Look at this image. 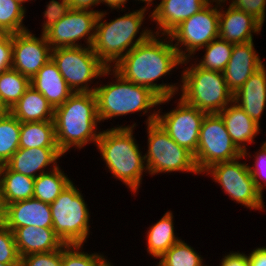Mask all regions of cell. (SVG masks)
Listing matches in <instances>:
<instances>
[{
  "mask_svg": "<svg viewBox=\"0 0 266 266\" xmlns=\"http://www.w3.org/2000/svg\"><path fill=\"white\" fill-rule=\"evenodd\" d=\"M182 59L173 46L169 35L152 34L130 50L113 69L125 80L144 86L153 91L160 99L174 97L180 90L179 83H158L162 77L173 74L179 69ZM171 72V73H170Z\"/></svg>",
  "mask_w": 266,
  "mask_h": 266,
  "instance_id": "cell-1",
  "label": "cell"
},
{
  "mask_svg": "<svg viewBox=\"0 0 266 266\" xmlns=\"http://www.w3.org/2000/svg\"><path fill=\"white\" fill-rule=\"evenodd\" d=\"M136 126L134 122L101 130L95 146L112 177L123 182L134 196L139 193L143 174H148L144 153L141 151L143 148L135 139Z\"/></svg>",
  "mask_w": 266,
  "mask_h": 266,
  "instance_id": "cell-2",
  "label": "cell"
},
{
  "mask_svg": "<svg viewBox=\"0 0 266 266\" xmlns=\"http://www.w3.org/2000/svg\"><path fill=\"white\" fill-rule=\"evenodd\" d=\"M148 12L143 8L132 12L128 9V12L109 22L105 19L109 15L107 10L98 14L91 47L107 68H113L130 50L153 34V29L143 25L146 15L151 18V12Z\"/></svg>",
  "mask_w": 266,
  "mask_h": 266,
  "instance_id": "cell-3",
  "label": "cell"
},
{
  "mask_svg": "<svg viewBox=\"0 0 266 266\" xmlns=\"http://www.w3.org/2000/svg\"><path fill=\"white\" fill-rule=\"evenodd\" d=\"M56 143L65 155L71 149L81 150L87 144L96 146L101 134L94 92L73 93L54 109ZM99 123V124H98Z\"/></svg>",
  "mask_w": 266,
  "mask_h": 266,
  "instance_id": "cell-4",
  "label": "cell"
},
{
  "mask_svg": "<svg viewBox=\"0 0 266 266\" xmlns=\"http://www.w3.org/2000/svg\"><path fill=\"white\" fill-rule=\"evenodd\" d=\"M109 75L112 81H98L94 91L100 123L138 112L148 116L144 124L156 122L160 98L149 88L125 80L113 68H109Z\"/></svg>",
  "mask_w": 266,
  "mask_h": 266,
  "instance_id": "cell-5",
  "label": "cell"
},
{
  "mask_svg": "<svg viewBox=\"0 0 266 266\" xmlns=\"http://www.w3.org/2000/svg\"><path fill=\"white\" fill-rule=\"evenodd\" d=\"M181 66L178 96L187 104L212 114L221 112L233 101L234 94L227 87L223 73L203 69L191 58L182 60Z\"/></svg>",
  "mask_w": 266,
  "mask_h": 266,
  "instance_id": "cell-6",
  "label": "cell"
},
{
  "mask_svg": "<svg viewBox=\"0 0 266 266\" xmlns=\"http://www.w3.org/2000/svg\"><path fill=\"white\" fill-rule=\"evenodd\" d=\"M55 234L64 244L87 243L90 236V211L82 191L72 182L49 204Z\"/></svg>",
  "mask_w": 266,
  "mask_h": 266,
  "instance_id": "cell-7",
  "label": "cell"
},
{
  "mask_svg": "<svg viewBox=\"0 0 266 266\" xmlns=\"http://www.w3.org/2000/svg\"><path fill=\"white\" fill-rule=\"evenodd\" d=\"M51 59L74 93L94 92L99 83L97 79L109 76V68L89 46L53 49Z\"/></svg>",
  "mask_w": 266,
  "mask_h": 266,
  "instance_id": "cell-8",
  "label": "cell"
},
{
  "mask_svg": "<svg viewBox=\"0 0 266 266\" xmlns=\"http://www.w3.org/2000/svg\"><path fill=\"white\" fill-rule=\"evenodd\" d=\"M145 127L148 139L144 157L149 176L173 172L200 175L194 155L170 138L157 122Z\"/></svg>",
  "mask_w": 266,
  "mask_h": 266,
  "instance_id": "cell-9",
  "label": "cell"
},
{
  "mask_svg": "<svg viewBox=\"0 0 266 266\" xmlns=\"http://www.w3.org/2000/svg\"><path fill=\"white\" fill-rule=\"evenodd\" d=\"M244 156L225 162L211 165L203 173L212 177L218 183L222 192L237 204L243 205L249 210L265 211L264 196L256 188L255 182L249 172L247 159L243 163Z\"/></svg>",
  "mask_w": 266,
  "mask_h": 266,
  "instance_id": "cell-10",
  "label": "cell"
},
{
  "mask_svg": "<svg viewBox=\"0 0 266 266\" xmlns=\"http://www.w3.org/2000/svg\"><path fill=\"white\" fill-rule=\"evenodd\" d=\"M169 37L182 60L195 57L197 51L219 37V3H208L178 25Z\"/></svg>",
  "mask_w": 266,
  "mask_h": 266,
  "instance_id": "cell-11",
  "label": "cell"
},
{
  "mask_svg": "<svg viewBox=\"0 0 266 266\" xmlns=\"http://www.w3.org/2000/svg\"><path fill=\"white\" fill-rule=\"evenodd\" d=\"M242 155L227 132L221 116L218 113L206 114L201 124L198 147L194 155L200 174L213 164L231 161Z\"/></svg>",
  "mask_w": 266,
  "mask_h": 266,
  "instance_id": "cell-12",
  "label": "cell"
},
{
  "mask_svg": "<svg viewBox=\"0 0 266 266\" xmlns=\"http://www.w3.org/2000/svg\"><path fill=\"white\" fill-rule=\"evenodd\" d=\"M172 99L175 96L160 99L156 122L178 145L195 155L201 124L207 113L187 104L181 97L176 99L174 108L162 112L160 105L168 104Z\"/></svg>",
  "mask_w": 266,
  "mask_h": 266,
  "instance_id": "cell-13",
  "label": "cell"
},
{
  "mask_svg": "<svg viewBox=\"0 0 266 266\" xmlns=\"http://www.w3.org/2000/svg\"><path fill=\"white\" fill-rule=\"evenodd\" d=\"M98 13L71 9L44 34L52 50L67 47H91L95 37ZM84 40V43L81 42ZM80 41V42H79Z\"/></svg>",
  "mask_w": 266,
  "mask_h": 266,
  "instance_id": "cell-14",
  "label": "cell"
},
{
  "mask_svg": "<svg viewBox=\"0 0 266 266\" xmlns=\"http://www.w3.org/2000/svg\"><path fill=\"white\" fill-rule=\"evenodd\" d=\"M35 35L30 29L13 34L11 68L30 79L51 60L52 53L45 34Z\"/></svg>",
  "mask_w": 266,
  "mask_h": 266,
  "instance_id": "cell-15",
  "label": "cell"
},
{
  "mask_svg": "<svg viewBox=\"0 0 266 266\" xmlns=\"http://www.w3.org/2000/svg\"><path fill=\"white\" fill-rule=\"evenodd\" d=\"M263 26L248 13L225 2L219 3V37L221 39L233 44L252 42L254 35H260Z\"/></svg>",
  "mask_w": 266,
  "mask_h": 266,
  "instance_id": "cell-16",
  "label": "cell"
},
{
  "mask_svg": "<svg viewBox=\"0 0 266 266\" xmlns=\"http://www.w3.org/2000/svg\"><path fill=\"white\" fill-rule=\"evenodd\" d=\"M151 10V20L155 22L153 31L157 35H169L178 25L202 10L207 0H160Z\"/></svg>",
  "mask_w": 266,
  "mask_h": 266,
  "instance_id": "cell-17",
  "label": "cell"
},
{
  "mask_svg": "<svg viewBox=\"0 0 266 266\" xmlns=\"http://www.w3.org/2000/svg\"><path fill=\"white\" fill-rule=\"evenodd\" d=\"M12 232L19 227L53 228L50 205L36 198L10 203L4 207V223Z\"/></svg>",
  "mask_w": 266,
  "mask_h": 266,
  "instance_id": "cell-18",
  "label": "cell"
},
{
  "mask_svg": "<svg viewBox=\"0 0 266 266\" xmlns=\"http://www.w3.org/2000/svg\"><path fill=\"white\" fill-rule=\"evenodd\" d=\"M263 65L254 41L234 44L230 60L223 72L229 90L234 94Z\"/></svg>",
  "mask_w": 266,
  "mask_h": 266,
  "instance_id": "cell-19",
  "label": "cell"
},
{
  "mask_svg": "<svg viewBox=\"0 0 266 266\" xmlns=\"http://www.w3.org/2000/svg\"><path fill=\"white\" fill-rule=\"evenodd\" d=\"M62 156L59 148H19L6 165L17 173L36 178L58 167Z\"/></svg>",
  "mask_w": 266,
  "mask_h": 266,
  "instance_id": "cell-20",
  "label": "cell"
},
{
  "mask_svg": "<svg viewBox=\"0 0 266 266\" xmlns=\"http://www.w3.org/2000/svg\"><path fill=\"white\" fill-rule=\"evenodd\" d=\"M233 101L248 116L261 125V117L266 109V65L264 64L236 91Z\"/></svg>",
  "mask_w": 266,
  "mask_h": 266,
  "instance_id": "cell-21",
  "label": "cell"
},
{
  "mask_svg": "<svg viewBox=\"0 0 266 266\" xmlns=\"http://www.w3.org/2000/svg\"><path fill=\"white\" fill-rule=\"evenodd\" d=\"M223 119L226 130L233 143L243 153L247 144H254L261 127L234 101L218 113Z\"/></svg>",
  "mask_w": 266,
  "mask_h": 266,
  "instance_id": "cell-22",
  "label": "cell"
},
{
  "mask_svg": "<svg viewBox=\"0 0 266 266\" xmlns=\"http://www.w3.org/2000/svg\"><path fill=\"white\" fill-rule=\"evenodd\" d=\"M13 233L20 257L51 252L64 245L53 228L24 226L17 228Z\"/></svg>",
  "mask_w": 266,
  "mask_h": 266,
  "instance_id": "cell-23",
  "label": "cell"
},
{
  "mask_svg": "<svg viewBox=\"0 0 266 266\" xmlns=\"http://www.w3.org/2000/svg\"><path fill=\"white\" fill-rule=\"evenodd\" d=\"M31 86L39 91L54 109L62 105L74 93L52 59L31 79Z\"/></svg>",
  "mask_w": 266,
  "mask_h": 266,
  "instance_id": "cell-24",
  "label": "cell"
},
{
  "mask_svg": "<svg viewBox=\"0 0 266 266\" xmlns=\"http://www.w3.org/2000/svg\"><path fill=\"white\" fill-rule=\"evenodd\" d=\"M10 113L20 122L53 121L54 108L34 87L26 90Z\"/></svg>",
  "mask_w": 266,
  "mask_h": 266,
  "instance_id": "cell-25",
  "label": "cell"
},
{
  "mask_svg": "<svg viewBox=\"0 0 266 266\" xmlns=\"http://www.w3.org/2000/svg\"><path fill=\"white\" fill-rule=\"evenodd\" d=\"M173 217L171 210L166 211L161 219L149 226L145 232L146 250L153 259H159L171 246L182 239L175 233Z\"/></svg>",
  "mask_w": 266,
  "mask_h": 266,
  "instance_id": "cell-26",
  "label": "cell"
},
{
  "mask_svg": "<svg viewBox=\"0 0 266 266\" xmlns=\"http://www.w3.org/2000/svg\"><path fill=\"white\" fill-rule=\"evenodd\" d=\"M34 181L35 178L17 173L6 164L0 165V197L3 206L32 198Z\"/></svg>",
  "mask_w": 266,
  "mask_h": 266,
  "instance_id": "cell-27",
  "label": "cell"
},
{
  "mask_svg": "<svg viewBox=\"0 0 266 266\" xmlns=\"http://www.w3.org/2000/svg\"><path fill=\"white\" fill-rule=\"evenodd\" d=\"M19 148H58L54 122H21Z\"/></svg>",
  "mask_w": 266,
  "mask_h": 266,
  "instance_id": "cell-28",
  "label": "cell"
},
{
  "mask_svg": "<svg viewBox=\"0 0 266 266\" xmlns=\"http://www.w3.org/2000/svg\"><path fill=\"white\" fill-rule=\"evenodd\" d=\"M61 166L35 178L33 198L51 204L72 182Z\"/></svg>",
  "mask_w": 266,
  "mask_h": 266,
  "instance_id": "cell-29",
  "label": "cell"
},
{
  "mask_svg": "<svg viewBox=\"0 0 266 266\" xmlns=\"http://www.w3.org/2000/svg\"><path fill=\"white\" fill-rule=\"evenodd\" d=\"M233 46V43L218 37L200 49L203 52L205 51L204 55L202 54V59L196 57H192L191 59L203 69L223 73L230 60Z\"/></svg>",
  "mask_w": 266,
  "mask_h": 266,
  "instance_id": "cell-30",
  "label": "cell"
},
{
  "mask_svg": "<svg viewBox=\"0 0 266 266\" xmlns=\"http://www.w3.org/2000/svg\"><path fill=\"white\" fill-rule=\"evenodd\" d=\"M31 85V79L14 69L0 73V96L10 110Z\"/></svg>",
  "mask_w": 266,
  "mask_h": 266,
  "instance_id": "cell-31",
  "label": "cell"
},
{
  "mask_svg": "<svg viewBox=\"0 0 266 266\" xmlns=\"http://www.w3.org/2000/svg\"><path fill=\"white\" fill-rule=\"evenodd\" d=\"M21 122L10 112L0 116V165L19 149Z\"/></svg>",
  "mask_w": 266,
  "mask_h": 266,
  "instance_id": "cell-32",
  "label": "cell"
},
{
  "mask_svg": "<svg viewBox=\"0 0 266 266\" xmlns=\"http://www.w3.org/2000/svg\"><path fill=\"white\" fill-rule=\"evenodd\" d=\"M194 249L181 239L159 258L155 266H203L205 259Z\"/></svg>",
  "mask_w": 266,
  "mask_h": 266,
  "instance_id": "cell-33",
  "label": "cell"
},
{
  "mask_svg": "<svg viewBox=\"0 0 266 266\" xmlns=\"http://www.w3.org/2000/svg\"><path fill=\"white\" fill-rule=\"evenodd\" d=\"M27 8L15 0H0V33H20L28 30L24 25Z\"/></svg>",
  "mask_w": 266,
  "mask_h": 266,
  "instance_id": "cell-34",
  "label": "cell"
},
{
  "mask_svg": "<svg viewBox=\"0 0 266 266\" xmlns=\"http://www.w3.org/2000/svg\"><path fill=\"white\" fill-rule=\"evenodd\" d=\"M83 244H64L62 246V266H102L108 256L103 253L85 252Z\"/></svg>",
  "mask_w": 266,
  "mask_h": 266,
  "instance_id": "cell-35",
  "label": "cell"
},
{
  "mask_svg": "<svg viewBox=\"0 0 266 266\" xmlns=\"http://www.w3.org/2000/svg\"><path fill=\"white\" fill-rule=\"evenodd\" d=\"M243 156L244 159H248V157L249 158L254 157L253 164L252 165L248 164V168L255 182L256 188L263 196L264 194L263 192L266 187V147L261 145V147L257 149V151L255 152V154H253V156L247 149L246 151L243 152Z\"/></svg>",
  "mask_w": 266,
  "mask_h": 266,
  "instance_id": "cell-36",
  "label": "cell"
},
{
  "mask_svg": "<svg viewBox=\"0 0 266 266\" xmlns=\"http://www.w3.org/2000/svg\"><path fill=\"white\" fill-rule=\"evenodd\" d=\"M21 257L15 243L14 233L4 224L0 226V263L20 264Z\"/></svg>",
  "mask_w": 266,
  "mask_h": 266,
  "instance_id": "cell-37",
  "label": "cell"
},
{
  "mask_svg": "<svg viewBox=\"0 0 266 266\" xmlns=\"http://www.w3.org/2000/svg\"><path fill=\"white\" fill-rule=\"evenodd\" d=\"M43 12L41 33L44 34L56 22L64 17L72 8L69 0H50Z\"/></svg>",
  "mask_w": 266,
  "mask_h": 266,
  "instance_id": "cell-38",
  "label": "cell"
},
{
  "mask_svg": "<svg viewBox=\"0 0 266 266\" xmlns=\"http://www.w3.org/2000/svg\"><path fill=\"white\" fill-rule=\"evenodd\" d=\"M21 266H62V247L45 253H33L21 257Z\"/></svg>",
  "mask_w": 266,
  "mask_h": 266,
  "instance_id": "cell-39",
  "label": "cell"
},
{
  "mask_svg": "<svg viewBox=\"0 0 266 266\" xmlns=\"http://www.w3.org/2000/svg\"><path fill=\"white\" fill-rule=\"evenodd\" d=\"M229 5L256 18L262 25L266 22V0H229Z\"/></svg>",
  "mask_w": 266,
  "mask_h": 266,
  "instance_id": "cell-40",
  "label": "cell"
},
{
  "mask_svg": "<svg viewBox=\"0 0 266 266\" xmlns=\"http://www.w3.org/2000/svg\"><path fill=\"white\" fill-rule=\"evenodd\" d=\"M13 34L0 33V73L12 67Z\"/></svg>",
  "mask_w": 266,
  "mask_h": 266,
  "instance_id": "cell-41",
  "label": "cell"
},
{
  "mask_svg": "<svg viewBox=\"0 0 266 266\" xmlns=\"http://www.w3.org/2000/svg\"><path fill=\"white\" fill-rule=\"evenodd\" d=\"M227 253V254H226ZM219 262V266H250L245 252L230 251L226 252Z\"/></svg>",
  "mask_w": 266,
  "mask_h": 266,
  "instance_id": "cell-42",
  "label": "cell"
},
{
  "mask_svg": "<svg viewBox=\"0 0 266 266\" xmlns=\"http://www.w3.org/2000/svg\"><path fill=\"white\" fill-rule=\"evenodd\" d=\"M247 258L250 266H266V246L255 247Z\"/></svg>",
  "mask_w": 266,
  "mask_h": 266,
  "instance_id": "cell-43",
  "label": "cell"
},
{
  "mask_svg": "<svg viewBox=\"0 0 266 266\" xmlns=\"http://www.w3.org/2000/svg\"><path fill=\"white\" fill-rule=\"evenodd\" d=\"M72 9L90 10L100 13L101 10H95L94 7L101 4V0H69Z\"/></svg>",
  "mask_w": 266,
  "mask_h": 266,
  "instance_id": "cell-44",
  "label": "cell"
},
{
  "mask_svg": "<svg viewBox=\"0 0 266 266\" xmlns=\"http://www.w3.org/2000/svg\"><path fill=\"white\" fill-rule=\"evenodd\" d=\"M129 0H101L102 4H105V6L108 7L107 10H109V7L111 9V12L113 10H119L120 12H125L126 10V4L128 3ZM121 9V10H120Z\"/></svg>",
  "mask_w": 266,
  "mask_h": 266,
  "instance_id": "cell-45",
  "label": "cell"
},
{
  "mask_svg": "<svg viewBox=\"0 0 266 266\" xmlns=\"http://www.w3.org/2000/svg\"><path fill=\"white\" fill-rule=\"evenodd\" d=\"M134 1V0H133ZM136 2L138 1L139 3L138 4H140V3H144L145 5L144 6H142L141 5V8H143V9H145V10H150V9H152L151 7H153L154 6V9H155V7H156V5H154V1L155 0H135Z\"/></svg>",
  "mask_w": 266,
  "mask_h": 266,
  "instance_id": "cell-46",
  "label": "cell"
},
{
  "mask_svg": "<svg viewBox=\"0 0 266 266\" xmlns=\"http://www.w3.org/2000/svg\"><path fill=\"white\" fill-rule=\"evenodd\" d=\"M10 110L5 106L0 96V116L7 114Z\"/></svg>",
  "mask_w": 266,
  "mask_h": 266,
  "instance_id": "cell-47",
  "label": "cell"
},
{
  "mask_svg": "<svg viewBox=\"0 0 266 266\" xmlns=\"http://www.w3.org/2000/svg\"><path fill=\"white\" fill-rule=\"evenodd\" d=\"M4 223V206L0 197V226Z\"/></svg>",
  "mask_w": 266,
  "mask_h": 266,
  "instance_id": "cell-48",
  "label": "cell"
},
{
  "mask_svg": "<svg viewBox=\"0 0 266 266\" xmlns=\"http://www.w3.org/2000/svg\"><path fill=\"white\" fill-rule=\"evenodd\" d=\"M15 1L19 2L22 6H24L26 8L27 6H25L24 3H26V2L28 3V2H31L33 0H15ZM34 1H36V0H34Z\"/></svg>",
  "mask_w": 266,
  "mask_h": 266,
  "instance_id": "cell-49",
  "label": "cell"
},
{
  "mask_svg": "<svg viewBox=\"0 0 266 266\" xmlns=\"http://www.w3.org/2000/svg\"><path fill=\"white\" fill-rule=\"evenodd\" d=\"M209 3H223L227 2L228 0H207Z\"/></svg>",
  "mask_w": 266,
  "mask_h": 266,
  "instance_id": "cell-50",
  "label": "cell"
},
{
  "mask_svg": "<svg viewBox=\"0 0 266 266\" xmlns=\"http://www.w3.org/2000/svg\"><path fill=\"white\" fill-rule=\"evenodd\" d=\"M102 266H114V264L111 261L107 260Z\"/></svg>",
  "mask_w": 266,
  "mask_h": 266,
  "instance_id": "cell-51",
  "label": "cell"
},
{
  "mask_svg": "<svg viewBox=\"0 0 266 266\" xmlns=\"http://www.w3.org/2000/svg\"><path fill=\"white\" fill-rule=\"evenodd\" d=\"M0 266H20V264H4V263H0Z\"/></svg>",
  "mask_w": 266,
  "mask_h": 266,
  "instance_id": "cell-52",
  "label": "cell"
},
{
  "mask_svg": "<svg viewBox=\"0 0 266 266\" xmlns=\"http://www.w3.org/2000/svg\"><path fill=\"white\" fill-rule=\"evenodd\" d=\"M262 145H263L264 147H266V140L262 143Z\"/></svg>",
  "mask_w": 266,
  "mask_h": 266,
  "instance_id": "cell-53",
  "label": "cell"
}]
</instances>
